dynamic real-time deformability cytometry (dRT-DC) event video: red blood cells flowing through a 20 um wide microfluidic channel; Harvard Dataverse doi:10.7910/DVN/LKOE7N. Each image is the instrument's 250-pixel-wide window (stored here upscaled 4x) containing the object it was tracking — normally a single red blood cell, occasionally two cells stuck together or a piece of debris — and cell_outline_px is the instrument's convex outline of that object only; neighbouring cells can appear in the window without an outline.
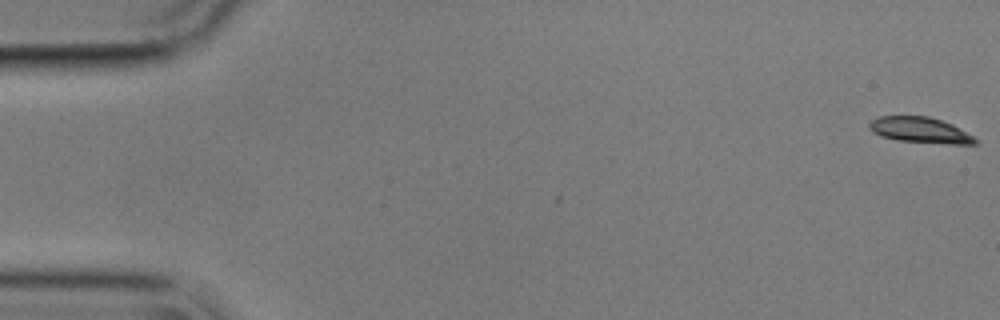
{"species": "common noctule bat (a hibernating species)", "species_latin": "Nyctalus noctula", "temperature_condition": "cold", "stored_images_in_passage": 54, "camera_frame_rate_fps": 3000, "um_per_image_px": 0.085, "animal": {"sex": "male", "body_mass_g": 17.9}, "frame": {"image": 1, "passage_image": 1, "time_ms": 0.0, "image_size_px": [1000, 320], "cell_outline_px": [[980, 140], [976, 144], [948, 144], [896, 140], [880, 136], [872, 132], [868, 128], [868, 124], [872, 120], [880, 116], [928, 116], [952, 124]], "centroid_in_image_um": [78.21, 11.06], "position_along_channel_um": 6.8, "area_um2": 15.95}}
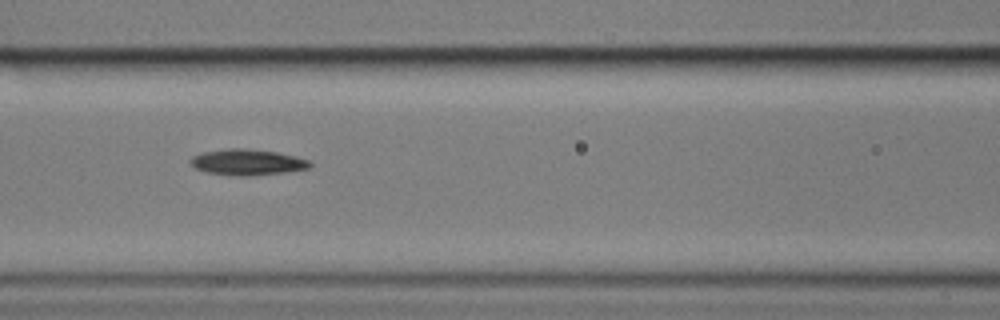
{"frame": {"image": 2, "passage_image": 21, "time_ms": 6.667, "image_size_px": [1000, 320], "cell_outline_px": [[312, 164], [308, 168], [284, 172], [248, 176], [240, 176], [208, 172], [196, 168], [188, 160], [192, 156], [204, 152], [228, 148], [244, 148], [276, 152], [296, 156], [308, 160]], "centroid_in_image_um": [21.02, 13.78], "position_along_channel_um": 145.6, "area_um2": 17.8}}
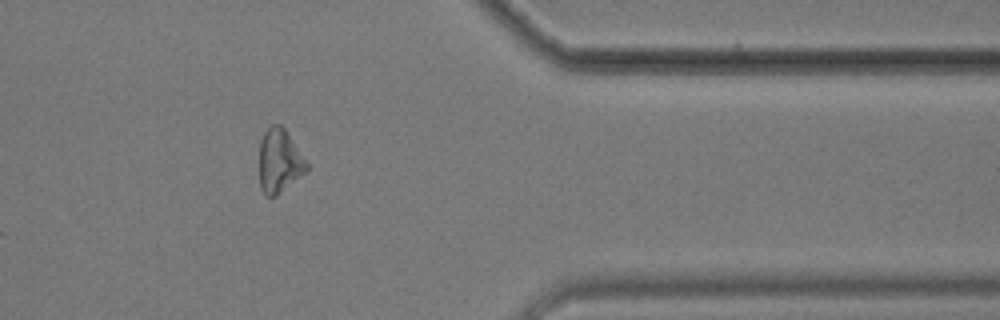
{"frame": {"image": 3, "passage_image": 43, "time_ms": 14.0, "image_size_px": [1000, 320], "cell_outline_px": [[308, 168], [304, 172], [276, 196], [264, 196], [260, 188], [260, 140], [264, 132], [272, 124], [280, 124], [284, 128], [308, 164]], "centroid_in_image_um": [23.71, 13.68], "position_along_channel_um": 387.7, "area_um2": 17.22}}